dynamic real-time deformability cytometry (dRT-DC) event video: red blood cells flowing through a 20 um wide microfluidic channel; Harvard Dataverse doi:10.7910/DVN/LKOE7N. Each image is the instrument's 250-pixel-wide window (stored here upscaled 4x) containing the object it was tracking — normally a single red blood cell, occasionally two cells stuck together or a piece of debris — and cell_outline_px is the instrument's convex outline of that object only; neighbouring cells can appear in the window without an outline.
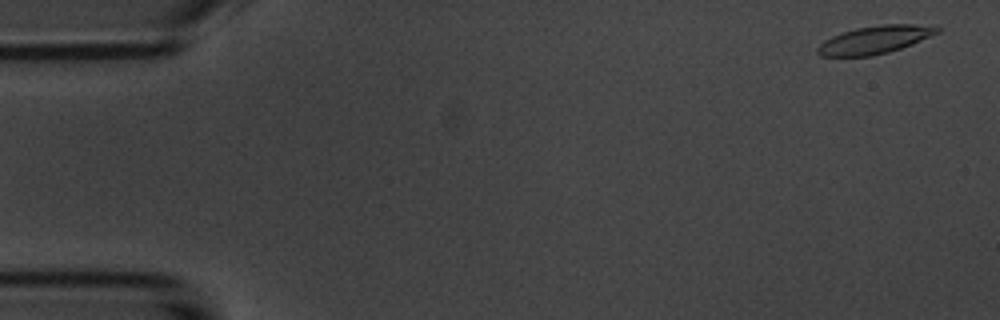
{"species": "common noctule bat (a hibernating species)", "species_latin": "Nyctalus noctula", "temperature_condition": "room temperature", "stored_images_in_passage": 54, "camera_frame_rate_fps": 3000, "um_per_image_px": 0.085, "animal": {"sex": "male", "body_mass_g": 20.1, "forearm_length_mm": 53.5}, "frame": {"image": 1, "passage_image": 2, "time_ms": 0.333, "image_size_px": [1000, 320], "cell_outline_px": [[940, 32], [912, 44], [888, 52], [872, 56], [820, 56], [816, 52], [816, 48], [824, 40], [832, 36], [856, 28], [880, 24], [912, 24], [940, 28]], "centroid_in_image_um": [74.32, 3.38], "position_along_channel_um": 10.7, "area_um2": 19.25}}
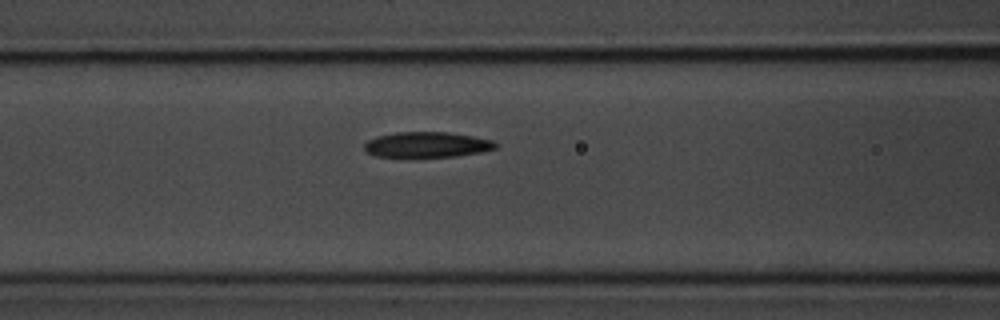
{"frame": {"image": 2, "passage_image": 22, "time_ms": 7.0, "image_size_px": [1000, 320], "cell_outline_px": [[500, 144], [496, 148], [480, 152], [456, 156], [376, 156], [368, 152], [364, 148], [364, 144], [368, 140], [376, 136], [396, 132], [448, 132], [472, 136], [492, 140]], "centroid_in_image_um": [36.31, 12.28], "position_along_channel_um": 130.3, "area_um2": 19.25}}
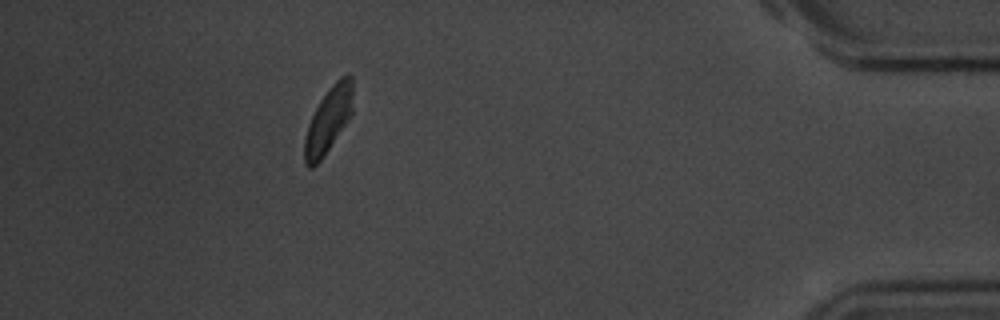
{"frame": {"image": 3, "passage_image": 49, "time_ms": 16.0, "image_size_px": [1000, 320], "cell_outline_px": [[352, 112], [320, 160], [312, 168], [308, 168], [304, 164], [304, 140], [308, 124], [320, 100], [332, 84], [340, 76], [348, 72], [352, 76]], "centroid_in_image_um": [27.89, 10.16], "position_along_channel_um": 407.3, "area_um2": 18.03}, "authors_computed_cell_mechanics": {"area_um2": 19.7098, "velocity_mm_per_s": 3.654, "shape_relaxation_time_tau1_ms": 3.0185, "shape_relaxation_time_tau2_ms": 9.5655, "deformation_change_tau1": 0.1158, "deformation_change_tau2": 0.1649}}